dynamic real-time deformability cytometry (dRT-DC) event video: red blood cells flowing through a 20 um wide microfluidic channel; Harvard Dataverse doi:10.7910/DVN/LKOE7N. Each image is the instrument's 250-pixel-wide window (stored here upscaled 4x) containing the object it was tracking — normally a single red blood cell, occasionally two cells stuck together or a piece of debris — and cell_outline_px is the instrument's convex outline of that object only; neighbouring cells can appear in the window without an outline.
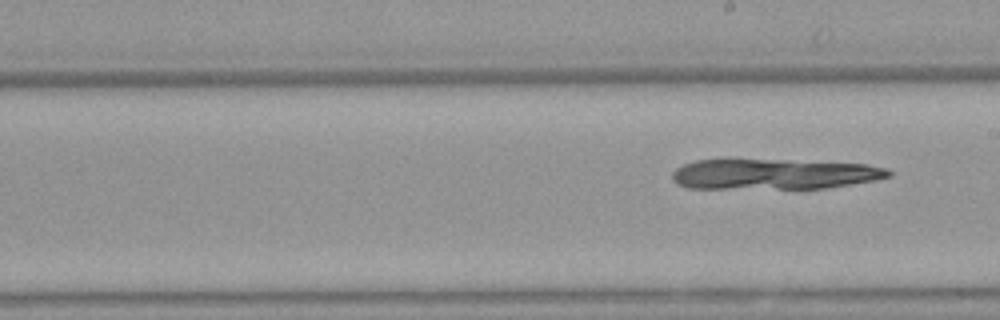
{"species": "Egyptian fruit bat (a non-hibernating species)", "species_latin": "Rousettus aegyptiacus", "temperature_condition": "warm", "stored_images_in_passage": 9, "segment_of_instrument_passage": [2, 2], "camera_frame_rate_fps": 3000, "um_per_image_px": 0.085, "animal": {"sex": "female"}, "frame": {"image": 1, "passage_image": 9, "time_ms": 2.667, "image_size_px": [1000, 320], "cell_outline_px": [[892, 176], [876, 180], [828, 188], [688, 188], [672, 180], [672, 172], [676, 168], [684, 164], [696, 160], [788, 160], [864, 164], [884, 168], [892, 172]], "centroid_in_image_um": [65.8, 14.8], "position_along_channel_um": 223.2, "area_um2": 38.15}}